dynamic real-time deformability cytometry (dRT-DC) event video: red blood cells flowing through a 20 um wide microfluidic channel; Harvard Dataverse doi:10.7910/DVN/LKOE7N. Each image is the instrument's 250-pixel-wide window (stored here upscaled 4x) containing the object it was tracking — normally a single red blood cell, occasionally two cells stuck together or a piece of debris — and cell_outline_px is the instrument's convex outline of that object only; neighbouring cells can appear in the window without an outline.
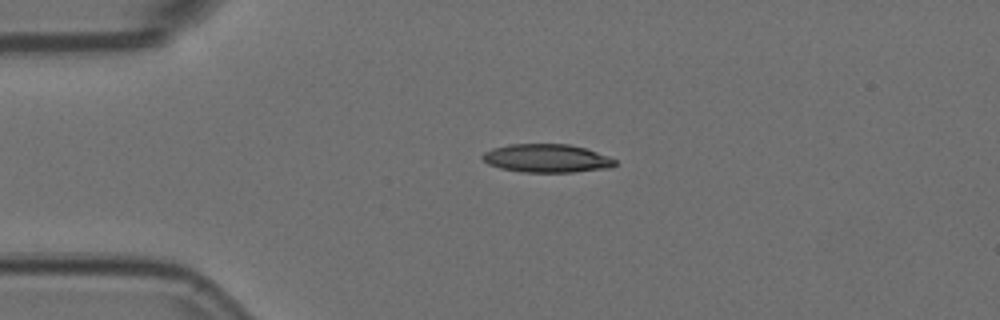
{"species": "Egyptian fruit bat (a non-hibernating species)", "species_latin": "Rousettus aegyptiacus", "temperature_condition": "room temperature", "stored_images_in_passage": 42, "camera_frame_rate_fps": 3000, "um_per_image_px": 0.085, "animal": {"sex": "female"}, "frame": {"image": 1, "passage_image": 1, "time_ms": 0.0, "image_size_px": [1000, 320], "cell_outline_px": [[616, 164], [612, 168], [572, 172], [524, 172], [500, 168], [488, 164], [480, 156], [484, 152], [492, 148], [508, 144], [568, 144], [584, 148], [608, 156], [616, 160]], "centroid_in_image_um": [46.46, 13.46], "position_along_channel_um": 38.5, "area_um2": 21.91}}
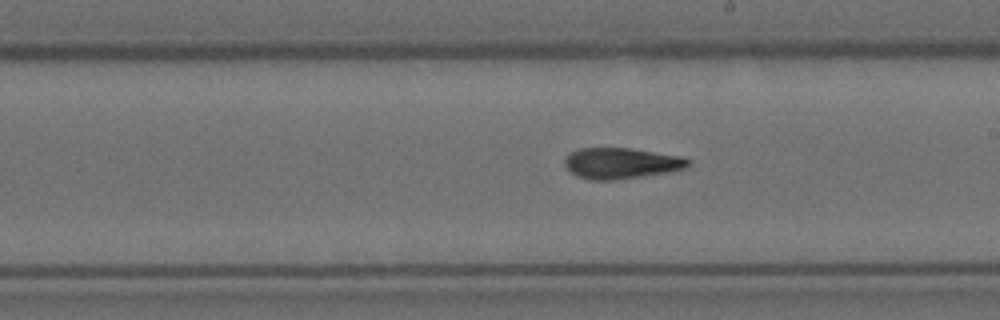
{"frame": {"image": 2, "passage_image": 19, "time_ms": 6.0, "image_size_px": [1000, 320], "cell_outline_px": [[692, 160], [684, 168], [668, 172], [616, 180], [588, 180], [576, 176], [564, 164], [564, 160], [572, 152], [580, 148], [632, 148], [680, 156]], "centroid_in_image_um": [52.79, 13.88], "position_along_channel_um": 236.2, "area_um2": 22.14}}
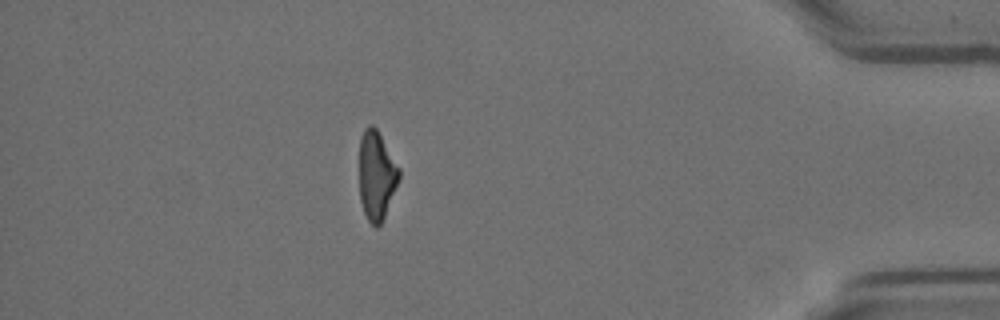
{"frame": {"image": 3, "passage_image": 36, "time_ms": 11.667, "image_size_px": [1000, 320], "cell_outline_px": [[400, 176], [384, 216], [380, 224], [376, 228], [368, 220], [364, 212], [360, 200], [360, 136], [364, 128], [368, 124], [372, 124], [376, 128], [400, 168]], "centroid_in_image_um": [31.99, 14.87], "position_along_channel_um": 403.2, "area_um2": 20.35}, "authors_computed_cell_mechanics": {"area_um2": 22.253, "velocity_mm_per_s": 3.762, "shape_relaxation_time_tau1_ms": 9.8724, "shape_relaxation_time_tau2_ms": 4.9367, "deformation_change_tau1": 0.2841, "deformation_change_tau2": 0.1566}}